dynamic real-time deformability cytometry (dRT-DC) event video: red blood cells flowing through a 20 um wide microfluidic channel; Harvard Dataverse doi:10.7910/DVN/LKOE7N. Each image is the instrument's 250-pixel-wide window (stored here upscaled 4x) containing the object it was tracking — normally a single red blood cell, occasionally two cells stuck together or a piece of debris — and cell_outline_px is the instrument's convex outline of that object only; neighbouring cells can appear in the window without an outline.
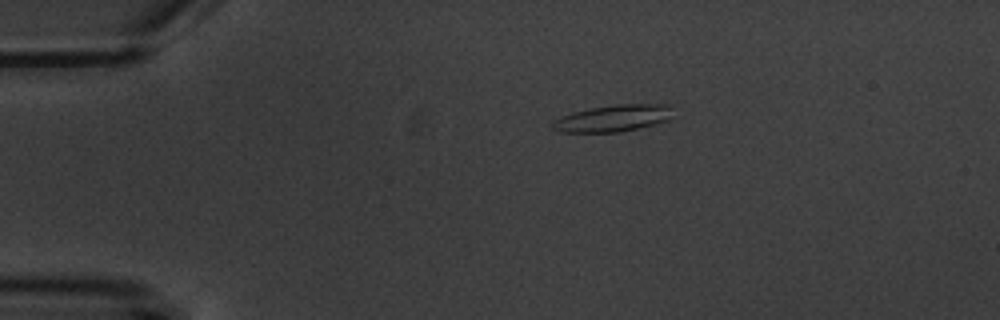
{"species": "common noctule bat (a hibernating species)", "species_latin": "Nyctalus noctula", "temperature_condition": "warm", "stored_images_in_passage": 4, "camera_frame_rate_fps": 3000, "um_per_image_px": 0.085, "animal": {"sex": "male", "body_mass_g": 20.1, "forearm_length_mm": 53.5}, "frame": {"image": 1, "passage_image": 1, "time_ms": 0.0, "image_size_px": [1000, 320], "cell_outline_px": [[672, 116], [668, 120], [636, 128], [616, 132], [560, 132], [552, 128], [552, 124], [560, 116], [572, 112], [592, 108], [616, 104], [672, 104]], "centroid_in_image_um": [52.12, 10.04], "position_along_channel_um": 32.9, "area_um2": 18.61}}